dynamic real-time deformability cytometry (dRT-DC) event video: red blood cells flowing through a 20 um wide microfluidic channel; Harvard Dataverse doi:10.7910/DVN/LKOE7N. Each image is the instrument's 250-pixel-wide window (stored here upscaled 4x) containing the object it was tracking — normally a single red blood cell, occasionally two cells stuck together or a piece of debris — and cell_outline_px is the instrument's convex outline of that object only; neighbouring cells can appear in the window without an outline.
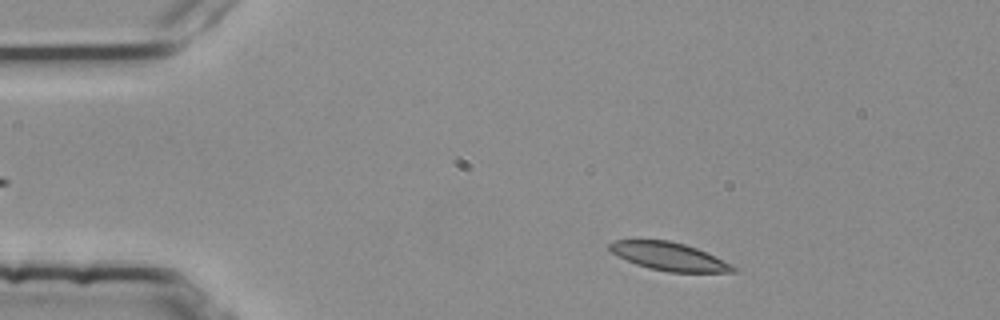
{"species": "common noctule bat (a hibernating species)", "species_latin": "Nyctalus noctula", "temperature_condition": "room temperature", "stored_images_in_passage": 4, "camera_frame_rate_fps": 3000, "um_per_image_px": 0.085, "animal": {"sex": "female", "body_mass_g": 25.1}, "frame": {"image": 1, "passage_image": 1, "time_ms": 0.0, "image_size_px": [1000, 320], "cell_outline_px": [[736, 272], [668, 272], [648, 268], [636, 264], [612, 252], [608, 248], [608, 244], [616, 240], [668, 240], [684, 244], [696, 248], [732, 264], [736, 268]], "centroid_in_image_um": [56.88, 21.8], "position_along_channel_um": 28.1, "area_um2": 19.94}}
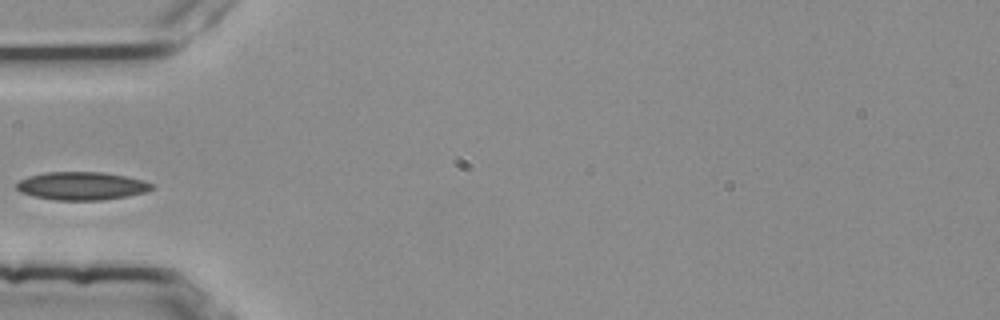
{"frame": {"image": 2, "passage_image": 3, "time_ms": 0.667, "image_size_px": [1000, 320], "cell_outline_px": [[152, 188], [144, 192], [128, 196], [100, 200], [56, 200], [32, 196], [20, 192], [16, 188], [16, 184], [20, 180], [28, 176], [44, 172], [104, 172], [144, 180], [152, 184]], "centroid_in_image_um": [6.9, 15.8], "position_along_channel_um": 78.1, "area_um2": 22.08}}
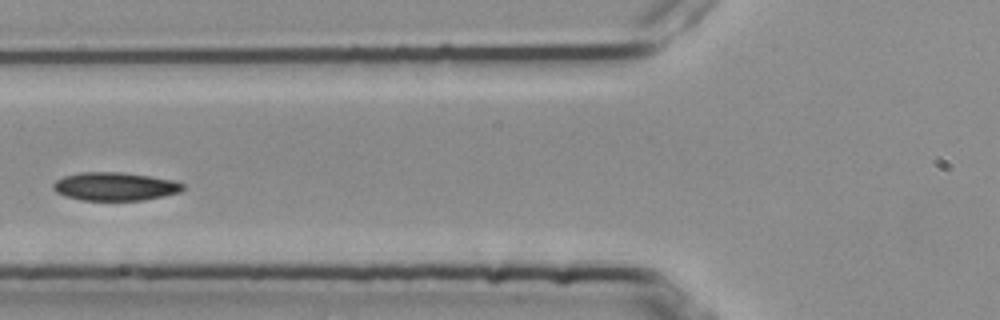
{"frame": {"image": 3, "passage_image": 4, "time_ms": 1.0, "image_size_px": [1000, 320], "cell_outline_px": [[184, 188], [180, 192], [164, 196], [144, 200], [80, 200], [56, 192], [52, 188], [52, 184], [56, 180], [64, 176], [80, 172], [120, 172], [148, 176], [172, 180], [184, 184]], "centroid_in_image_um": [9.76, 15.85], "position_along_channel_um": 116.0, "area_um2": 21.27}}